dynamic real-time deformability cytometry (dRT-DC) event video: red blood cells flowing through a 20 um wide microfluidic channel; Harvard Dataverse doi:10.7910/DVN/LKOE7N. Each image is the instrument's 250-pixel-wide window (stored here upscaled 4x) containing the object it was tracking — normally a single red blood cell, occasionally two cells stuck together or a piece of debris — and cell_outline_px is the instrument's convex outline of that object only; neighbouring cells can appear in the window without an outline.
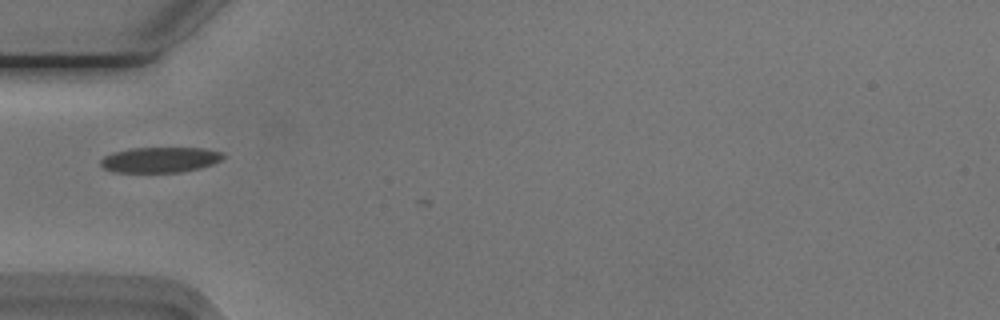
{"species": "Egyptian fruit bat (a non-hibernating species)", "species_latin": "Rousettus aegyptiacus", "temperature_condition": "cold", "stored_images_in_passage": 5, "camera_frame_rate_fps": 3000, "um_per_image_px": 0.085, "animal": {"sex": "male"}, "frame": {"image": 1, "passage_image": 1, "time_ms": 0.0, "image_size_px": [1000, 320], "cell_outline_px": [[224, 156], [220, 160], [212, 164], [200, 168], [180, 172], [116, 172], [104, 168], [100, 164], [100, 160], [104, 156], [112, 152], [132, 148], [204, 148], [220, 152]], "centroid_in_image_um": [13.57, 13.58], "position_along_channel_um": 71.4, "area_um2": 18.03}}